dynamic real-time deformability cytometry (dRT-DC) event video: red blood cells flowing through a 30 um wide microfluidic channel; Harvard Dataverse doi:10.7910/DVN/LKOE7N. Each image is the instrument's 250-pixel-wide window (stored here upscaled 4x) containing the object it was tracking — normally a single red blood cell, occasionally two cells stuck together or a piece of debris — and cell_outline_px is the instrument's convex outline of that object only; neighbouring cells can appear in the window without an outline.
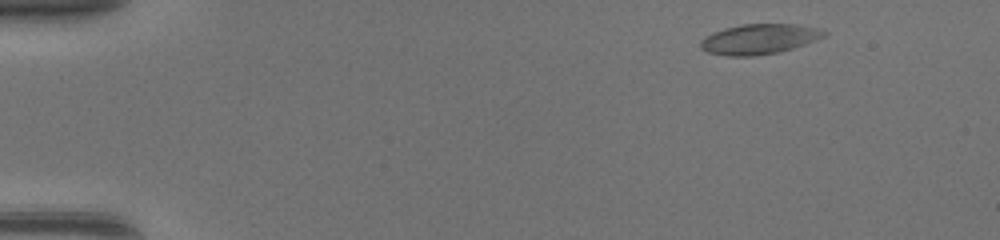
{"species": "common noctule bat (a hibernating species)", "species_latin": "Nyctalus noctula", "temperature_condition": "warm", "stored_images_in_passage": 45, "camera_frame_rate_fps": 3000, "um_per_image_px": 0.085, "animal": {"sex": "female", "body_mass_g": 17.0, "forearm_length_mm": 48.0}, "frame": {"image": 1, "passage_image": 3, "time_ms": 0.667, "image_size_px": [1000, 240], "cell_outline_px": [[828, 32], [824, 36], [816, 40], [780, 52], [752, 56], [728, 56], [708, 52], [700, 48], [700, 40], [704, 36], [712, 32], [724, 28], [744, 24], [796, 24], [824, 28]], "centroid_in_image_um": [64.54, 3.31], "position_along_channel_um": 20.5, "area_um2": 21.91}}
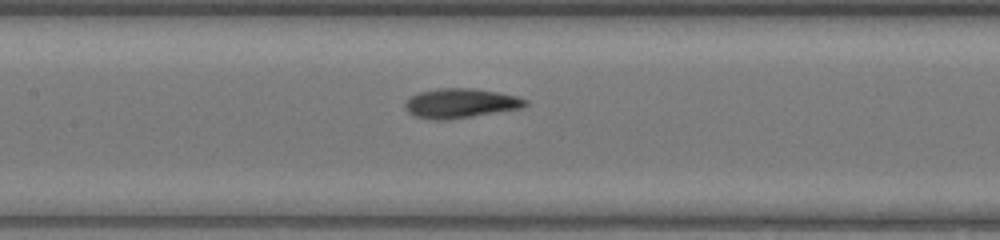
{"frame": {"image": 2, "passage_image": 21, "time_ms": 6.667, "image_size_px": [1000, 240], "cell_outline_px": [[528, 104], [520, 108], [448, 120], [436, 120], [416, 116], [408, 112], [404, 104], [412, 96], [420, 92], [436, 88], [472, 88], [496, 92], [516, 96], [528, 100]], "centroid_in_image_um": [39.14, 8.77], "position_along_channel_um": 168.3, "area_um2": 20.4}}
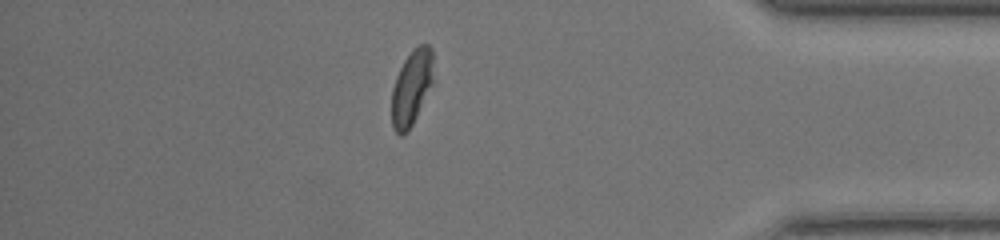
{"frame": {"image": 3, "passage_image": 39, "time_ms": 12.667, "image_size_px": [1000, 240], "cell_outline_px": [[432, 84], [408, 132], [404, 136], [400, 136], [392, 128], [392, 88], [396, 76], [404, 60], [412, 48], [420, 44], [428, 44], [432, 48]], "centroid_in_image_um": [34.96, 7.44], "position_along_channel_um": 400.2, "area_um2": 18.21}, "authors_computed_cell_mechanics": {"area_um2": 20.3456, "velocity_mm_per_s": 4.3813, "shape_relaxation_time_tau1_ms": 4.1744, "shape_relaxation_time_tau2_ms": 1.1662, "deformation_change_tau1": 0.1903, "deformation_change_tau2": 0.0843}}